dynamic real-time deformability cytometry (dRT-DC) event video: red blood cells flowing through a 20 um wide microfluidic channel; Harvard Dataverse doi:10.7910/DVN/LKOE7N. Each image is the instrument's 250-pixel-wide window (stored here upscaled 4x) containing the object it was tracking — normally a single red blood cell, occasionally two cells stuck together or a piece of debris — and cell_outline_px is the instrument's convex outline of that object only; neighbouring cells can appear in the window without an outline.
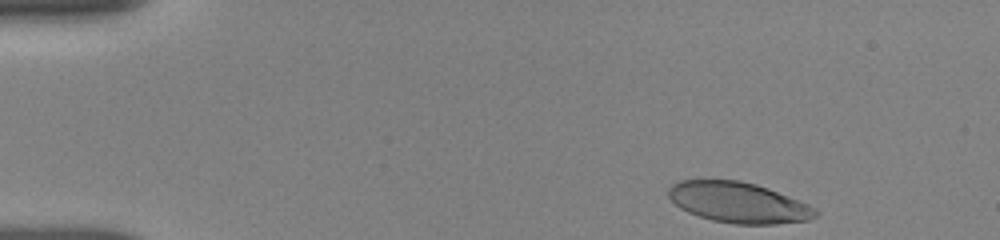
{"species": "human", "species_latin": "Homo sapiens", "temperature_condition": "room temperature", "stored_images_in_passage": 59, "camera_frame_rate_fps": 3000, "um_per_image_px": 0.085, "donor": {"sex": "female"}, "frame": {"image": 1, "passage_image": 1, "time_ms": 0.0, "image_size_px": [1000, 240], "cell_outline_px": [[820, 212], [816, 216], [808, 220], [776, 224], [736, 224], [712, 220], [688, 212], [680, 208], [668, 196], [668, 188], [672, 184], [680, 180], [740, 180], [756, 184], [768, 188], [808, 204], [816, 208]], "centroid_in_image_um": [62.77, 17.21], "position_along_channel_um": 22.2, "area_um2": 34.74}}
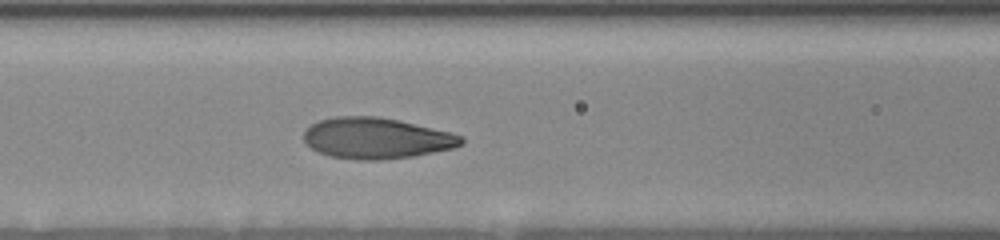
{"frame": {"image": 2, "passage_image": 29, "time_ms": 5.333, "image_size_px": [1000, 240], "cell_outline_px": [[464, 144], [456, 148], [412, 156], [380, 160], [360, 160], [328, 156], [316, 152], [304, 144], [304, 132], [312, 124], [320, 120], [336, 116], [376, 116], [396, 120], [452, 132], [464, 136]], "centroid_in_image_um": [32.0, 11.76], "position_along_channel_um": 134.6, "area_um2": 37.86}}
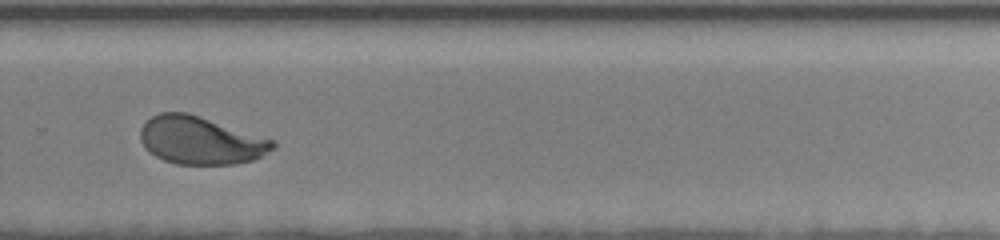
{"frame": {"image": 3, "passage_image": 58, "time_ms": 10.0, "image_size_px": [1000, 240], "cell_outline_px": [[276, 144], [272, 148], [260, 156], [252, 160], [236, 164], [176, 164], [164, 160], [156, 156], [140, 140], [140, 128], [152, 116], [160, 112], [188, 112], [276, 140]], "centroid_in_image_um": [17.06, 11.92], "position_along_channel_um": 312.7, "area_um2": 36.7}}